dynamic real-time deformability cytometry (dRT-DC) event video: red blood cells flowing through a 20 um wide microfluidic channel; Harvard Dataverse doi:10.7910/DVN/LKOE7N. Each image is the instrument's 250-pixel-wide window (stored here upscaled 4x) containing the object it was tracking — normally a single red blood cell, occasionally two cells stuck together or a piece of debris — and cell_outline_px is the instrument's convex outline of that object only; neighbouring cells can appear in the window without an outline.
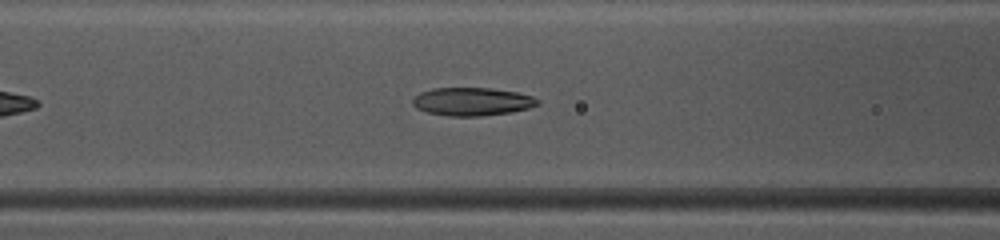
{"species": "common noctule bat (a hibernating species)", "species_latin": "Nyctalus noctula", "temperature_condition": "warm", "stored_images_in_passage": 37, "camera_frame_rate_fps": 3000, "um_per_image_px": 0.085, "animal": {"sex": "female", "body_mass_g": 10.0, "forearm_length_mm": 53.1}, "frame": {"image": 1, "passage_image": 11, "time_ms": 3.333, "image_size_px": [1000, 240], "cell_outline_px": [[540, 104], [528, 108], [512, 112], [480, 116], [448, 116], [428, 112], [416, 108], [412, 104], [412, 100], [420, 92], [432, 88], [492, 88], [516, 92], [532, 96], [540, 100]], "centroid_in_image_um": [40.14, 8.63], "position_along_channel_um": 126.5, "area_um2": 20.52}}
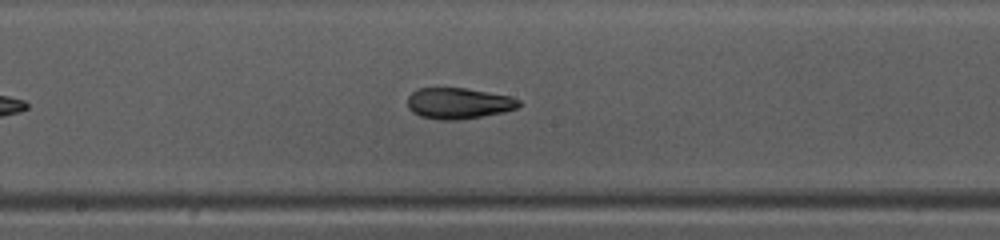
{"frame": {"image": 2, "passage_image": 17, "time_ms": 5.333, "image_size_px": [1000, 240], "cell_outline_px": [[520, 104], [516, 108], [504, 112], [456, 120], [440, 120], [420, 116], [412, 112], [408, 108], [408, 96], [416, 88], [468, 88], [508, 96], [520, 100]], "centroid_in_image_um": [38.94, 8.77], "position_along_channel_um": 209.3, "area_um2": 20.06}}
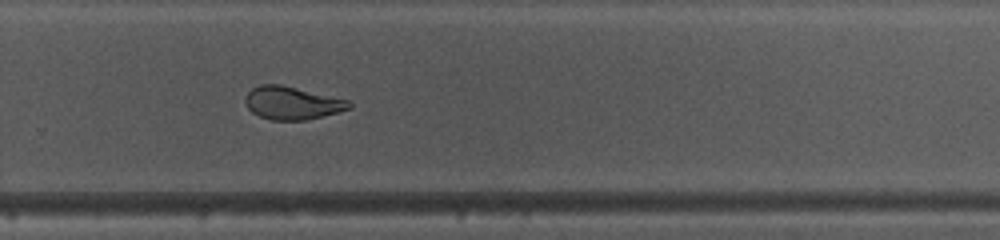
{"frame": {"image": 3, "passage_image": 24, "time_ms": 7.667, "image_size_px": [1000, 240], "cell_outline_px": [[352, 108], [304, 120], [272, 120], [260, 116], [252, 112], [248, 108], [244, 100], [244, 96], [252, 88], [260, 84], [280, 84], [348, 100], [352, 104]], "centroid_in_image_um": [24.78, 8.74], "position_along_channel_um": 305.0, "area_um2": 19.71}, "authors_computed_cell_mechanics": {"area_um2": 20.7502, "velocity_mm_per_s": 4.1202, "shape_relaxation_time_tau1_ms": 6.9159, "shape_relaxation_time_tau2_ms": 2.0917, "deformation_change_tau1": 0.2081, "deformation_change_tau2": 0.0885}}